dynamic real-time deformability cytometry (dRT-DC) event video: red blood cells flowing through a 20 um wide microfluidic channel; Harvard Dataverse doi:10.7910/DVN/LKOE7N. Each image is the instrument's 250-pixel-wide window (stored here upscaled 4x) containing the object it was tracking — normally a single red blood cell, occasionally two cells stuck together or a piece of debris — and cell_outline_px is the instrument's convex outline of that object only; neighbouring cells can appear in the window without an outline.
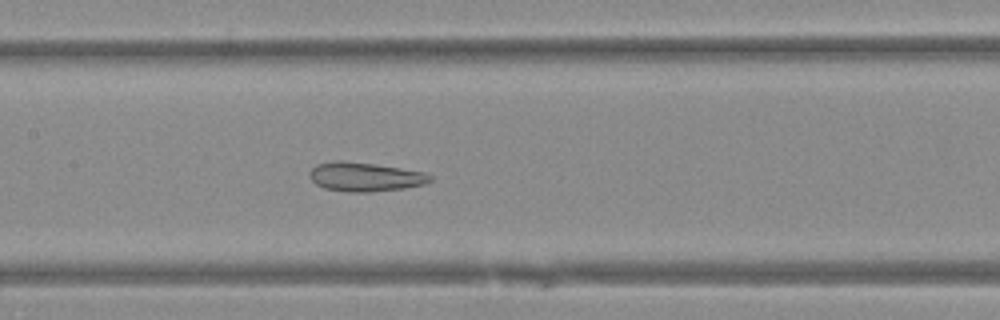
{"species": "Egyptian fruit bat (a non-hibernating species)", "species_latin": "Rousettus aegyptiacus", "temperature_condition": "warm", "stored_images_in_passage": 52, "camera_frame_rate_fps": 3000, "um_per_image_px": 0.085, "animal": {"sex": "female"}, "frame": {"image": 1, "passage_image": 26, "time_ms": 8.333, "image_size_px": [1000, 320], "cell_outline_px": [[432, 180], [424, 184], [404, 188], [368, 192], [348, 192], [324, 188], [316, 184], [312, 180], [312, 168], [316, 164], [332, 160], [340, 160], [376, 164], [424, 172], [432, 176]], "centroid_in_image_um": [31.03, 15.02], "position_along_channel_um": 176.4, "area_um2": 20.29}}
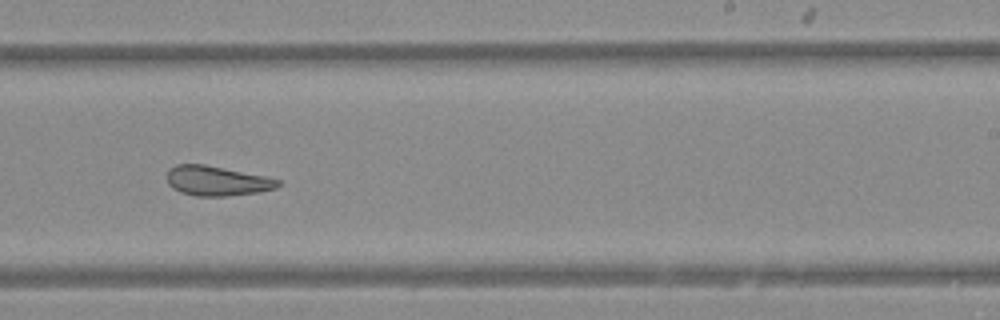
{"frame": {"image": 2, "passage_image": 33, "time_ms": 10.667, "image_size_px": [1000, 320], "cell_outline_px": [[280, 184], [276, 188], [260, 192], [224, 196], [196, 196], [180, 192], [172, 188], [168, 184], [168, 168], [176, 164], [204, 164], [264, 176], [280, 180]], "centroid_in_image_um": [18.41, 15.37], "position_along_channel_um": 270.6, "area_um2": 19.19}}
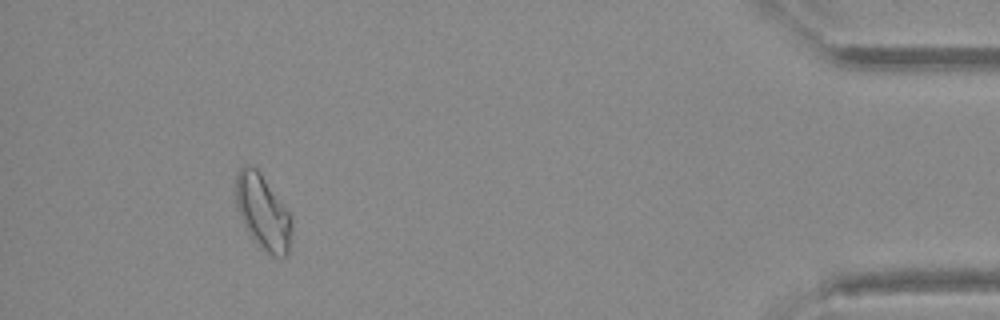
{"frame": {"image": 3, "passage_image": 48, "time_ms": 15.667, "image_size_px": [1000, 320], "cell_outline_px": [[292, 228], [288, 256], [272, 256], [260, 248], [244, 224], [236, 204], [236, 176], [240, 168], [256, 168], [260, 172], [288, 212], [292, 220]], "centroid_in_image_um": [22.37, 18.08], "position_along_channel_um": 412.8, "area_um2": 23.7}}